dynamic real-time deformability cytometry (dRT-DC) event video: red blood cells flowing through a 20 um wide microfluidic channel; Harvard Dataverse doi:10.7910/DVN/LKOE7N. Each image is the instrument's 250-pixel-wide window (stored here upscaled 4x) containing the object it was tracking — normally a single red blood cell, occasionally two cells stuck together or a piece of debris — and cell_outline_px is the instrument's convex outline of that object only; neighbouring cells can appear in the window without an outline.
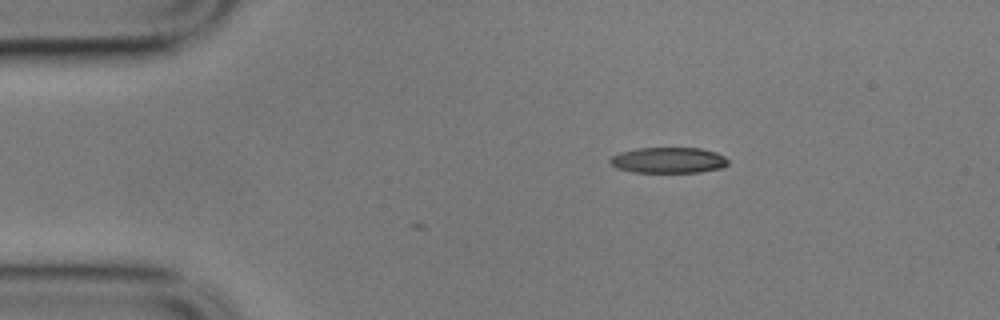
{"species": "common noctule bat (a hibernating species)", "species_latin": "Nyctalus noctula", "temperature_condition": "cold", "stored_images_in_passage": 2, "camera_frame_rate_fps": 3000, "um_per_image_px": 0.085, "animal": {"sex": "male", "body_mass_g": 17.9}, "frame": {"image": 1, "passage_image": 2, "time_ms": 0.333, "image_size_px": [1000, 320], "cell_outline_px": [[728, 164], [724, 168], [700, 172], [632, 172], [616, 168], [608, 160], [612, 156], [620, 152], [636, 148], [700, 148], [716, 152], [724, 156], [728, 160]], "centroid_in_image_um": [56.83, 13.62], "position_along_channel_um": 28.2, "area_um2": 17.86}}